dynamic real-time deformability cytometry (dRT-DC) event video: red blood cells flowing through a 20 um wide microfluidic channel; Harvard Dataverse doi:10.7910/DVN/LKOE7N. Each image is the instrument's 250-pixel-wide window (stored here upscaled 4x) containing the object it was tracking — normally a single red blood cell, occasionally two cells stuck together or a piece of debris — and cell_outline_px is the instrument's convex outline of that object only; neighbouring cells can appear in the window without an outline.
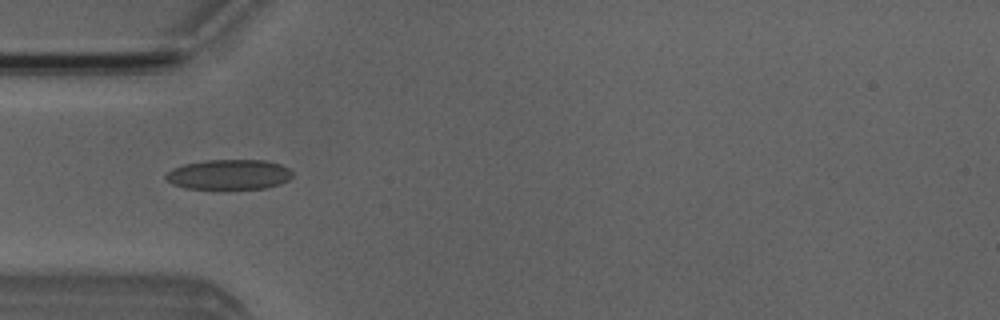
{"species": "Egyptian fruit bat (a non-hibernating species)", "species_latin": "Rousettus aegyptiacus", "temperature_condition": "room temperature", "stored_images_in_passage": 4, "camera_frame_rate_fps": 3000, "um_per_image_px": 0.085, "animal": {"sex": "male"}, "frame": {"image": 1, "passage_image": 4, "time_ms": 3.333, "image_size_px": [1000, 320], "cell_outline_px": [[292, 176], [288, 180], [280, 184], [264, 188], [184, 188], [172, 184], [164, 176], [172, 168], [184, 164], [204, 160], [264, 160], [280, 164], [288, 168], [292, 172]], "centroid_in_image_um": [19.46, 14.82], "position_along_channel_um": 65.5, "area_um2": 22.02}}